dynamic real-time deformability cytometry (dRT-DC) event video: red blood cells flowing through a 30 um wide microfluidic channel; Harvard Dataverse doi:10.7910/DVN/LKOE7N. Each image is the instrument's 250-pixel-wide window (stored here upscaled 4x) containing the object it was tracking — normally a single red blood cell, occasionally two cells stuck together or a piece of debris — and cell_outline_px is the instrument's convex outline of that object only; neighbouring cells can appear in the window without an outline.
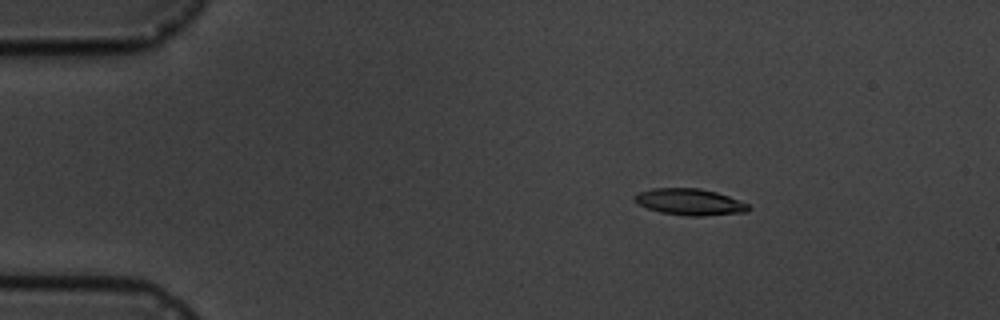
{"species": "common noctule bat (a hibernating species)", "species_latin": "Nyctalus noctula", "temperature_condition": "cold", "stored_images_in_passage": 4, "camera_frame_rate_fps": 3000, "um_per_image_px": 0.085, "animal": {"sex": "male", "body_mass_g": 19.5, "forearm_length_mm": 54.6}, "frame": {"image": 1, "passage_image": 2, "time_ms": 1.0, "image_size_px": [1000, 320], "cell_outline_px": [[752, 208], [748, 212], [704, 216], [688, 216], [660, 212], [648, 208], [632, 200], [632, 196], [636, 192], [652, 188], [700, 188], [716, 192], [728, 196], [748, 204]], "centroid_in_image_um": [58.61, 17.16], "position_along_channel_um": 26.4, "area_um2": 17.74}}